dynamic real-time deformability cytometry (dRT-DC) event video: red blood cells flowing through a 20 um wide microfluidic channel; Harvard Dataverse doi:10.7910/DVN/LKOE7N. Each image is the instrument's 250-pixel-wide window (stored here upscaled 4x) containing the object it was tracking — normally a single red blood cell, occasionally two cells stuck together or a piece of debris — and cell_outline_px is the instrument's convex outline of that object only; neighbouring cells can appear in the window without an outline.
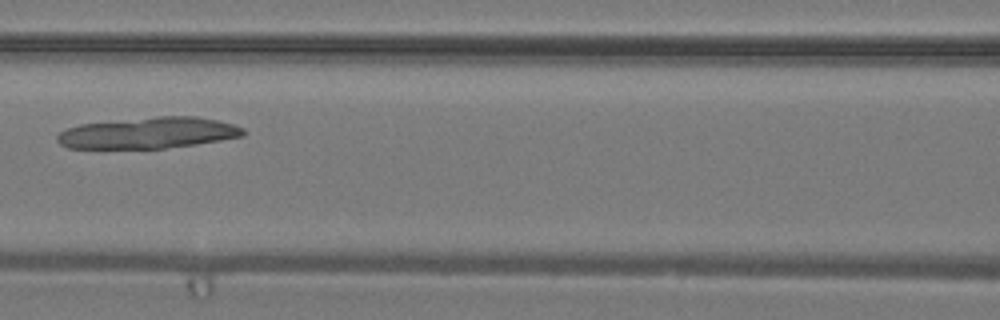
{"species": "common noctule bat (a hibernating species)", "species_latin": "Nyctalus noctula", "temperature_condition": "warm", "stored_images_in_passage": 24, "camera_frame_rate_fps": 3000, "um_per_image_px": 0.085, "animal": {"sex": "male", "body_mass_g": 19.2, "forearm_length_mm": 51.8}, "frame": {"image": 1, "passage_image": 6, "time_ms": 1.667, "image_size_px": [1000, 320], "cell_outline_px": [[244, 136], [196, 144], [164, 148], [68, 148], [60, 144], [56, 140], [56, 136], [60, 132], [68, 128], [80, 124], [156, 116], [196, 116], [216, 120], [232, 124], [244, 128]], "centroid_in_image_um": [12.6, 11.29], "position_along_channel_um": 154.0, "area_um2": 33.7}}